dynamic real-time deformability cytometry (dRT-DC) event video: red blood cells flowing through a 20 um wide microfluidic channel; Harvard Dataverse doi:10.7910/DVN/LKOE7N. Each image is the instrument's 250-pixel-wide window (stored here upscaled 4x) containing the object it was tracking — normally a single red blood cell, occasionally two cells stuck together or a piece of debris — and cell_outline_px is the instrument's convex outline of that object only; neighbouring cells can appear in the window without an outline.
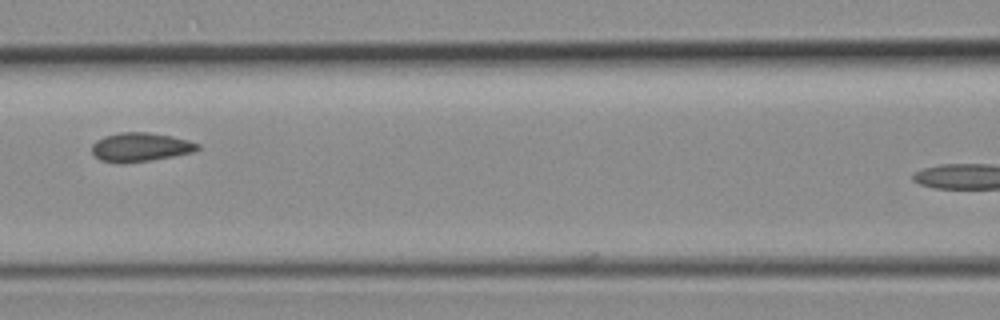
{"species": "common noctule bat (a hibernating species)", "species_latin": "Nyctalus noctula", "temperature_condition": "room temperature", "stored_images_in_passage": 11, "camera_frame_rate_fps": 3000, "um_per_image_px": 0.085, "animal": {"sex": "female", "body_mass_g": 19.3, "forearm_length_mm": 54.1}, "frame": {"image": 1, "passage_image": 9, "time_ms": 2.667, "image_size_px": [1000, 320], "cell_outline_px": [[200, 148], [192, 152], [172, 156], [124, 164], [120, 164], [100, 160], [92, 152], [92, 144], [96, 140], [104, 136], [120, 132], [148, 132], [172, 136], [188, 140], [200, 144]], "centroid_in_image_um": [11.91, 12.5], "position_along_channel_um": 154.7, "area_um2": 17.8}}